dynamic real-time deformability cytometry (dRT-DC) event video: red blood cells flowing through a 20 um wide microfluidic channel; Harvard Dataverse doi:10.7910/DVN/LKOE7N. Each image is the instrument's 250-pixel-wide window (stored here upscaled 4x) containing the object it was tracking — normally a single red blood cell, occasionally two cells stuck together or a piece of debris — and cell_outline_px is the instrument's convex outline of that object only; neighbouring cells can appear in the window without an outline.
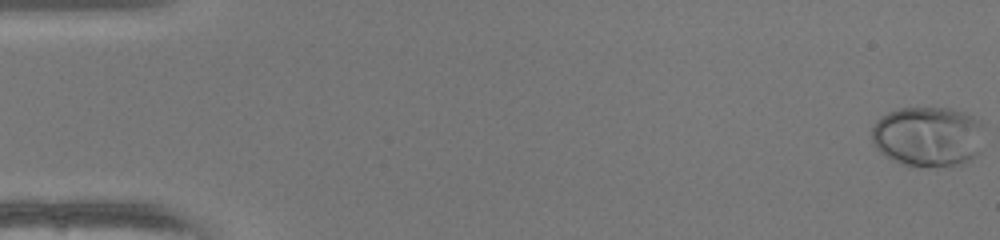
{"species": "human", "species_latin": "Homo sapiens", "temperature_condition": "warm", "stored_images_in_passage": 51, "camera_frame_rate_fps": 3000, "um_per_image_px": 0.085, "donor": {"sex": "female"}, "frame": {"image": 1, "passage_image": 1, "time_ms": 0.0, "image_size_px": [1000, 240], "cell_outline_px": [[984, 124], [980, 152], [968, 160], [960, 164], [900, 164], [884, 156], [876, 148], [872, 140], [872, 128], [876, 120], [880, 116], [888, 112], [900, 108], [952, 108], [964, 112], [980, 120]], "centroid_in_image_um": [78.87, 11.55], "position_along_channel_um": 6.1, "area_um2": 39.25}}
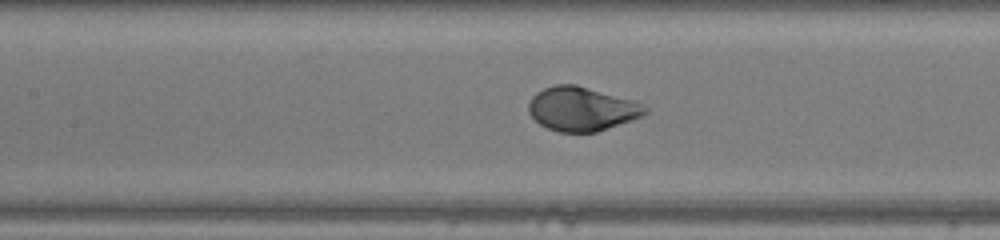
{"frame": {"image": 2, "passage_image": 24, "time_ms": 7.667, "image_size_px": [1000, 240], "cell_outline_px": [[648, 112], [644, 116], [596, 132], [560, 132], [548, 128], [540, 124], [528, 112], [528, 104], [532, 96], [536, 92], [544, 88], [556, 84], [576, 84], [632, 100], [648, 108]], "centroid_in_image_um": [49.44, 9.25], "position_along_channel_um": 158.0, "area_um2": 29.77}}
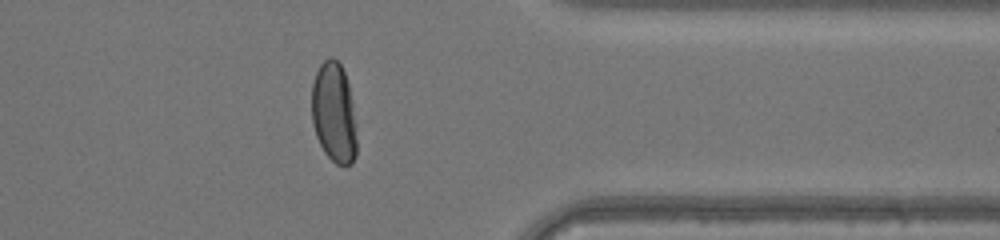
{"frame": {"image": 3, "passage_image": 41, "time_ms": 13.333, "image_size_px": [1000, 240], "cell_outline_px": [[356, 156], [352, 164], [336, 164], [324, 152], [316, 136], [312, 124], [312, 84], [316, 72], [320, 64], [328, 56], [332, 56], [340, 64], [344, 72], [348, 84], [352, 100], [356, 124]], "centroid_in_image_um": [28.38, 9.58], "position_along_channel_um": 383.0, "area_um2": 26.47}, "authors_computed_cell_mechanics": {"area_um2": 30.923, "velocity_mm_per_s": 4.1672, "shape_relaxation_time_tau1_ms": 2.5199, "shape_relaxation_time_tau2_ms": null, "deformation_change_tau1": 0.1798, "deformation_change_tau2": null}}